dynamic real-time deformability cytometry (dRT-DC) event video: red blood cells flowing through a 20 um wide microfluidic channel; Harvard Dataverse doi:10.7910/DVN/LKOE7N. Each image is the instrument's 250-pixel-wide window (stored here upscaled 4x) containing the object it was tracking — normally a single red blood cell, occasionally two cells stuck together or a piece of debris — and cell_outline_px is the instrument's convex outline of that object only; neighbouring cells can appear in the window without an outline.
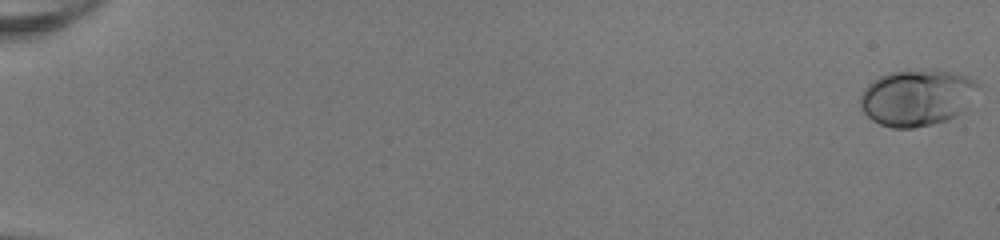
{"species": "human", "species_latin": "Homo sapiens", "temperature_condition": "room temperature", "stored_images_in_passage": 53, "camera_frame_rate_fps": 3000, "um_per_image_px": 0.085, "donor": {"sex": "female"}, "frame": {"image": 1, "passage_image": 1, "time_ms": 0.0, "image_size_px": [1000, 240], "cell_outline_px": [[980, 84], [964, 112], [948, 120], [932, 124], [912, 128], [892, 128], [880, 124], [872, 120], [860, 108], [860, 96], [864, 88], [872, 80], [880, 76], [892, 72], [952, 72], [968, 76], [976, 80]], "centroid_in_image_um": [77.94, 8.33], "position_along_channel_um": 7.1, "area_um2": 38.32}}
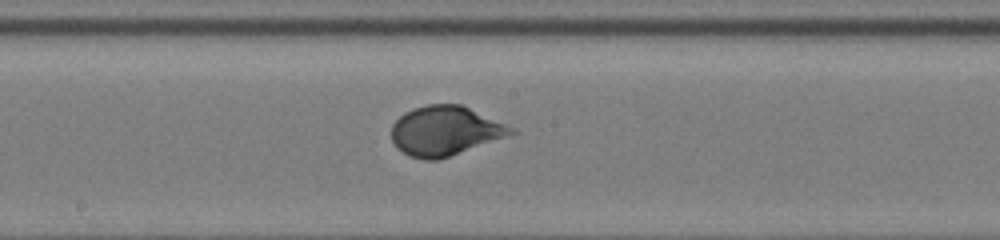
{"frame": {"image": 2, "passage_image": 31, "time_ms": 10.0, "image_size_px": [1000, 240], "cell_outline_px": [[520, 132], [436, 160], [424, 160], [412, 156], [396, 148], [392, 140], [392, 124], [404, 112], [412, 108], [428, 104], [464, 104], [516, 128]], "centroid_in_image_um": [37.87, 11.09], "position_along_channel_um": 210.3, "area_um2": 34.68}}
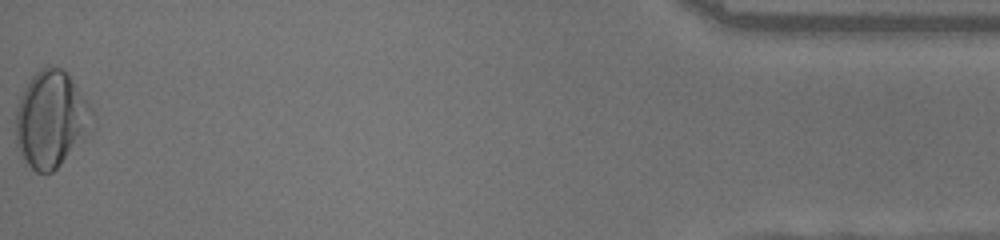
{"frame": {"image": 3, "passage_image": 53, "time_ms": 17.333, "image_size_px": [1000, 240], "cell_outline_px": [[96, 124], [92, 136], [52, 172], [36, 172], [24, 160], [16, 144], [16, 108], [20, 96], [24, 88], [32, 76], [40, 68], [48, 64], [52, 64], [68, 72], [92, 104]], "centroid_in_image_um": [4.44, 10.11], "position_along_channel_um": 430.8, "area_um2": 44.74}, "authors_computed_cell_mechanics": {"area_um2": 34.3332, "velocity_mm_per_s": 4.0949, "shape_relaxation_time_tau1_ms": 4.8045, "shape_relaxation_time_tau2_ms": null, "deformation_change_tau1": 0.1954, "deformation_change_tau2": null}}